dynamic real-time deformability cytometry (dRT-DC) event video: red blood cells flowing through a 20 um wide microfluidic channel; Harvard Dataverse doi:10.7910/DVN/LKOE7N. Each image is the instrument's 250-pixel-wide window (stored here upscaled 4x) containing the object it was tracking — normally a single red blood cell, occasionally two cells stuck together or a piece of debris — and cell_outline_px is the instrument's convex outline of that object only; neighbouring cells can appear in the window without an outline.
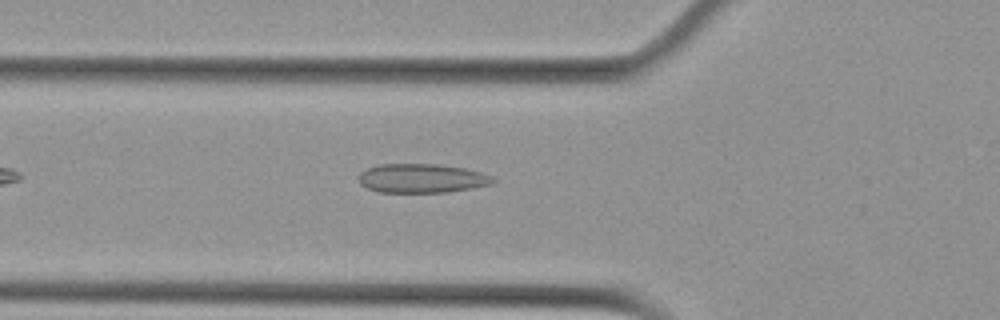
{"species": "Egyptian fruit bat (a non-hibernating species)", "species_latin": "Rousettus aegyptiacus", "temperature_condition": "cold", "stored_images_in_passage": 37, "camera_frame_rate_fps": 3000, "um_per_image_px": 0.085, "animal": {"sex": "female"}, "frame": {"image": 1, "passage_image": 7, "time_ms": 2.0, "image_size_px": [1000, 320], "cell_outline_px": [[496, 180], [492, 184], [472, 188], [448, 192], [380, 192], [368, 188], [360, 184], [360, 172], [368, 168], [380, 164], [436, 164], [464, 168], [480, 172], [492, 176]], "centroid_in_image_um": [35.87, 15.16], "position_along_channel_um": 89.9, "area_um2": 22.6}}
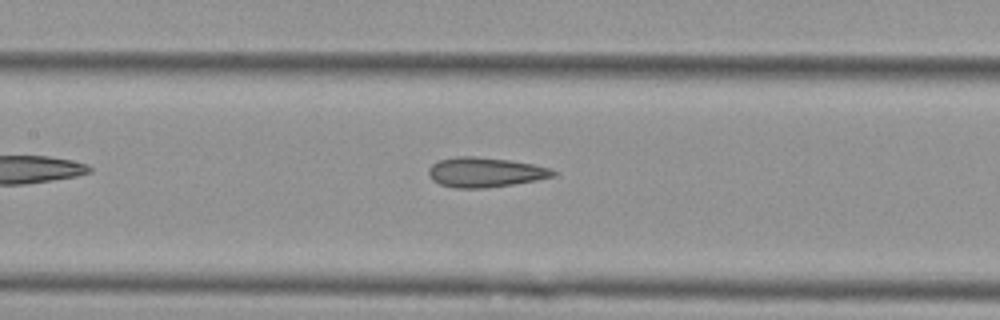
{"frame": {"image": 2, "passage_image": 13, "time_ms": 4.0, "image_size_px": [1000, 320], "cell_outline_px": [[556, 176], [536, 180], [512, 184], [484, 188], [456, 188], [440, 184], [432, 180], [428, 172], [428, 168], [432, 164], [440, 160], [456, 156], [472, 156], [508, 160], [532, 164], [552, 168], [556, 172]], "centroid_in_image_um": [41.23, 14.64], "position_along_channel_um": 166.2, "area_um2": 21.5}}
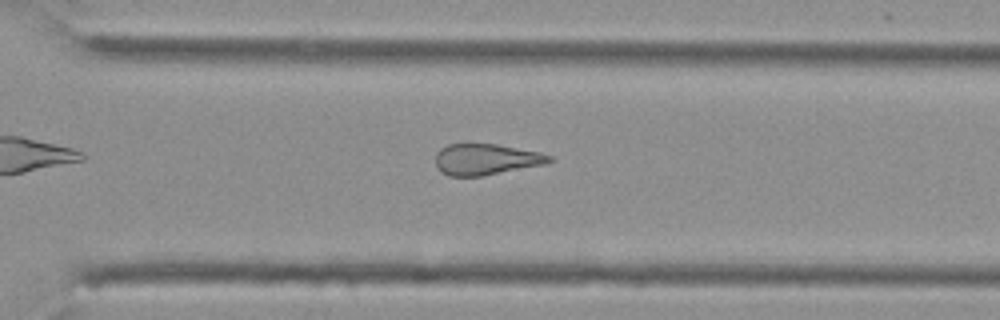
{"frame": {"image": 3, "passage_image": 26, "time_ms": 8.333, "image_size_px": [1000, 320], "cell_outline_px": [[556, 160], [544, 164], [480, 176], [448, 176], [440, 172], [436, 164], [436, 152], [440, 148], [448, 144], [468, 140], [496, 144], [540, 152], [552, 156]], "centroid_in_image_um": [41.26, 13.49], "position_along_channel_um": 329.3, "area_um2": 21.27}}